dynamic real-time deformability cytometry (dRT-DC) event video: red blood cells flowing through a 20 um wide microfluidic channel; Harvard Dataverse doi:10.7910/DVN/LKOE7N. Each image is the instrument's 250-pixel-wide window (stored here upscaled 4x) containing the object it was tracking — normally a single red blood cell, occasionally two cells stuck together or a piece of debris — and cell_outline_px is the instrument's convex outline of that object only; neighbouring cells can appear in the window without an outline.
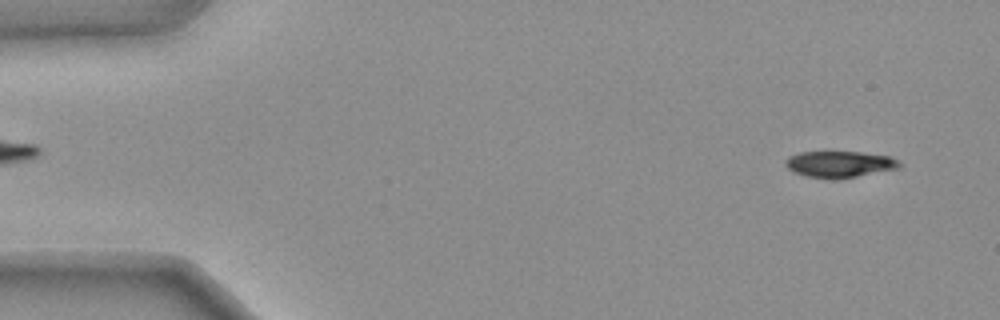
{"species": "common noctule bat (a hibernating species)", "species_latin": "Nyctalus noctula", "temperature_condition": "warm", "stored_images_in_passage": 47, "camera_frame_rate_fps": 3000, "um_per_image_px": 0.085, "animal": {"sex": "female", "body_mass_g": 25.1}, "frame": {"image": 1, "passage_image": 3, "time_ms": 0.667, "image_size_px": [1000, 320], "cell_outline_px": [[900, 168], [856, 176], [808, 176], [792, 172], [784, 164], [784, 160], [788, 156], [800, 152], [860, 152], [892, 156], [900, 164]], "centroid_in_image_um": [71.35, 13.91], "position_along_channel_um": 13.7, "area_um2": 16.88}}
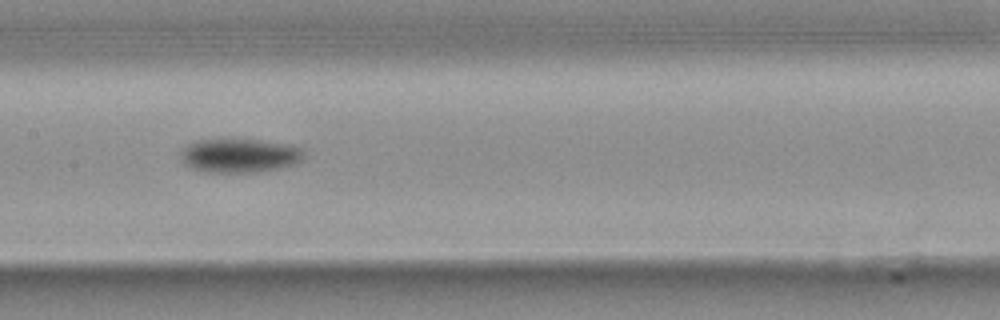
{"frame": {"image": 2, "passage_image": 26, "time_ms": 8.333, "image_size_px": [1000, 320], "cell_outline_px": [[304, 160], [296, 164], [256, 172], [204, 172], [192, 168], [184, 164], [180, 160], [180, 152], [188, 144], [196, 140], [256, 140], [280, 144], [300, 148], [304, 152]], "centroid_in_image_um": [20.31, 13.24], "position_along_channel_um": 187.1, "area_um2": 24.04}}
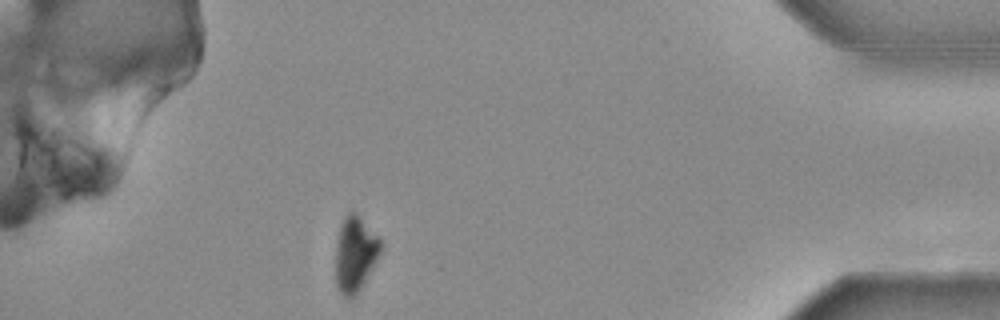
{"frame": {"image": 3, "passage_image": 47, "time_ms": 15.333, "image_size_px": [1000, 320], "cell_outline_px": [[384, 244], [372, 268], [360, 288], [352, 296], [344, 296], [336, 288], [336, 244], [340, 224], [344, 216], [348, 212], [356, 212]], "centroid_in_image_um": [30.17, 21.54], "position_along_channel_um": 405.0, "area_um2": 19.48}, "authors_computed_cell_mechanics": {"area_um2": 21.9062, "velocity_mm_per_s": 3.7551, "shape_relaxation_time_tau1_ms": 2.355, "shape_relaxation_time_tau2_ms": null, "deformation_change_tau1": 0.1655, "deformation_change_tau2": null}}